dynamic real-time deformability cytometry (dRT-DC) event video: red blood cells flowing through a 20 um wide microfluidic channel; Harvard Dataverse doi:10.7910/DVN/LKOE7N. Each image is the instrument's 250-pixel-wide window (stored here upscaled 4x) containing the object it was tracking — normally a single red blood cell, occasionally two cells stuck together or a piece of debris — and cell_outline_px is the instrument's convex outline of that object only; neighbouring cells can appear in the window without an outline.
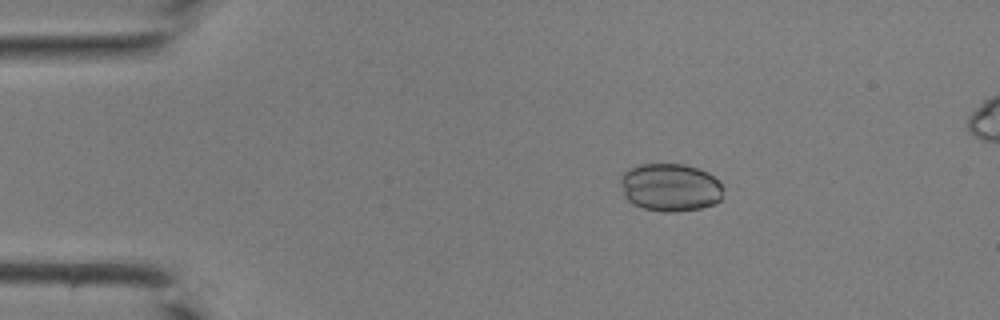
{"species": "common noctule bat (a hibernating species)", "species_latin": "Nyctalus noctula", "temperature_condition": "room temperature", "stored_images_in_passage": 37, "camera_frame_rate_fps": 3000, "um_per_image_px": 0.085, "animal": {"sex": "male", "body_mass_g": 19.0, "forearm_length_mm": 50.8}, "frame": {"image": 1, "passage_image": 2, "time_ms": 0.333, "image_size_px": [1000, 320], "cell_outline_px": [[724, 188], [720, 200], [712, 204], [700, 208], [676, 212], [664, 212], [644, 208], [632, 204], [624, 196], [620, 184], [620, 176], [628, 168], [636, 164], [684, 164], [708, 172]], "centroid_in_image_um": [56.93, 15.92], "position_along_channel_um": 28.1, "area_um2": 28.84}}
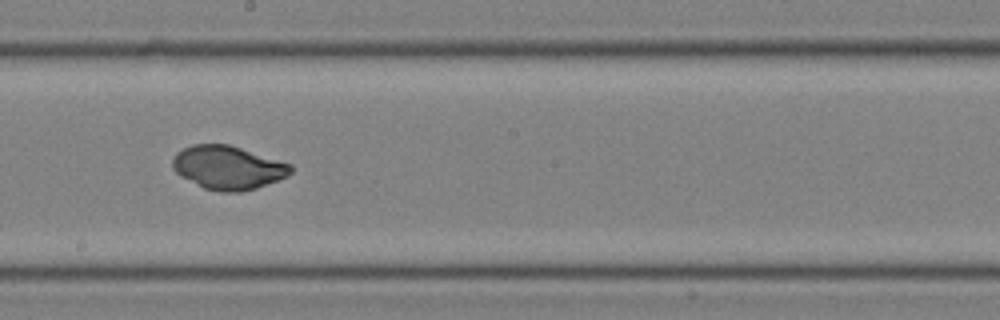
{"frame": {"image": 2, "passage_image": 19, "time_ms": 6.0, "image_size_px": [1000, 320], "cell_outline_px": [[292, 172], [288, 176], [256, 188], [240, 192], [220, 192], [204, 188], [180, 176], [172, 168], [172, 160], [176, 152], [192, 144], [228, 144], [292, 164]], "centroid_in_image_um": [19.36, 14.24], "position_along_channel_um": 228.8, "area_um2": 30.0}}
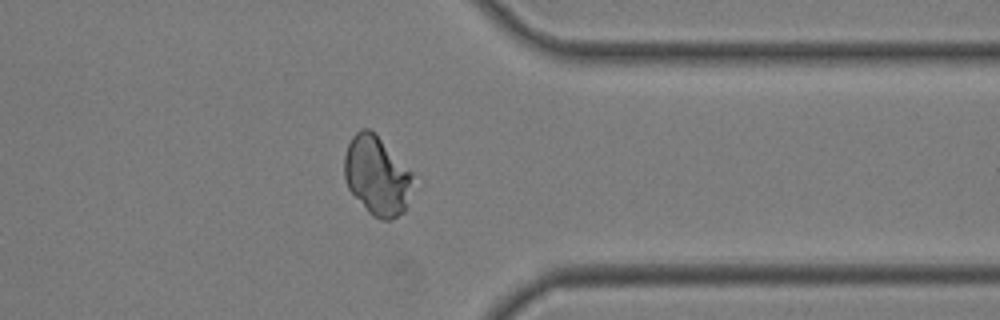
{"frame": {"image": 3, "passage_image": 29, "time_ms": 9.333, "image_size_px": [1000, 320], "cell_outline_px": [[412, 176], [404, 212], [392, 220], [380, 220], [372, 216], [368, 212], [348, 188], [344, 176], [344, 156], [348, 144], [352, 136], [360, 128], [368, 128], [376, 132], [412, 172]], "centroid_in_image_um": [32.0, 14.9], "position_along_channel_um": 379.4, "area_um2": 31.5}}